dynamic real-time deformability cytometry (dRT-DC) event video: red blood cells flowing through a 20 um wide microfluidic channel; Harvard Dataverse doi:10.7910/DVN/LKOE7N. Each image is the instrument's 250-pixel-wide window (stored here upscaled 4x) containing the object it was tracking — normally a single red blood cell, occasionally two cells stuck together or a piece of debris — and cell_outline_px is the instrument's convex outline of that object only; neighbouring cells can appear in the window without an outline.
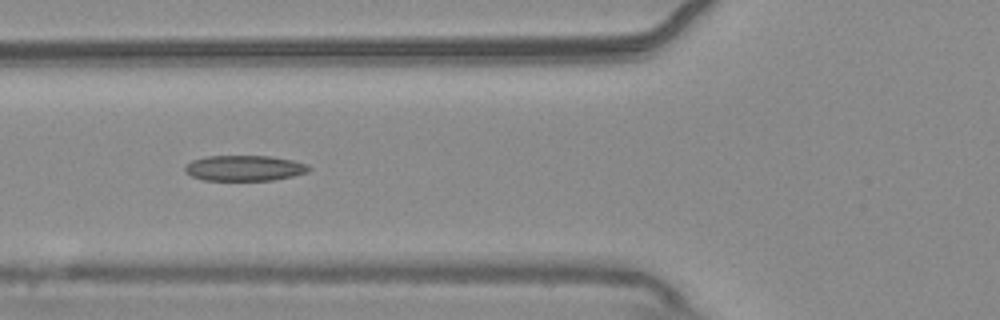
{"species": "common noctule bat (a hibernating species)", "species_latin": "Nyctalus noctula", "temperature_condition": "warm", "stored_images_in_passage": 54, "camera_frame_rate_fps": 3000, "um_per_image_px": 0.085, "animal": {"sex": "male", "body_mass_g": 20.4}, "frame": {"image": 1, "passage_image": 20, "time_ms": 6.333, "image_size_px": [1000, 320], "cell_outline_px": [[312, 168], [308, 172], [292, 176], [272, 180], [204, 180], [192, 176], [184, 172], [184, 168], [192, 160], [208, 156], [268, 156], [292, 160], [308, 164]], "centroid_in_image_um": [20.79, 14.29], "position_along_channel_um": 105.0, "area_um2": 18.38}}
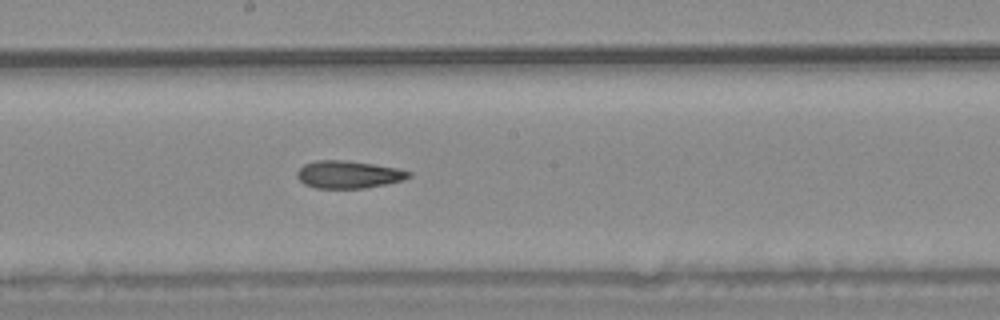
{"frame": {"image": 2, "passage_image": 29, "time_ms": 9.333, "image_size_px": [1000, 320], "cell_outline_px": [[412, 176], [404, 180], [364, 188], [316, 188], [304, 184], [296, 176], [296, 172], [304, 164], [316, 160], [344, 160], [372, 164], [396, 168], [412, 172]], "centroid_in_image_um": [29.61, 14.83], "position_along_channel_um": 218.6, "area_um2": 17.86}}
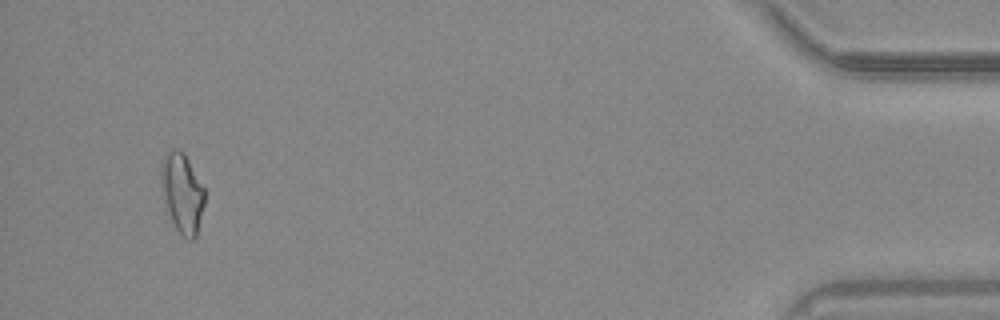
{"frame": {"image": 3, "passage_image": 51, "time_ms": 16.667, "image_size_px": [1000, 320], "cell_outline_px": [[204, 204], [196, 236], [192, 240], [188, 240], [176, 228], [172, 220], [160, 188], [160, 164], [164, 156], [172, 148], [180, 148], [184, 152], [204, 188]], "centroid_in_image_um": [15.46, 16.34], "position_along_channel_um": 419.7, "area_um2": 20.11}, "authors_computed_cell_mechanics": {"area_um2": 18.7272, "velocity_mm_per_s": 3.7688, "shape_relaxation_time_tau1_ms": null, "shape_relaxation_time_tau2_ms": 3.8357, "deformation_change_tau1": null, "deformation_change_tau2": 0.122}}